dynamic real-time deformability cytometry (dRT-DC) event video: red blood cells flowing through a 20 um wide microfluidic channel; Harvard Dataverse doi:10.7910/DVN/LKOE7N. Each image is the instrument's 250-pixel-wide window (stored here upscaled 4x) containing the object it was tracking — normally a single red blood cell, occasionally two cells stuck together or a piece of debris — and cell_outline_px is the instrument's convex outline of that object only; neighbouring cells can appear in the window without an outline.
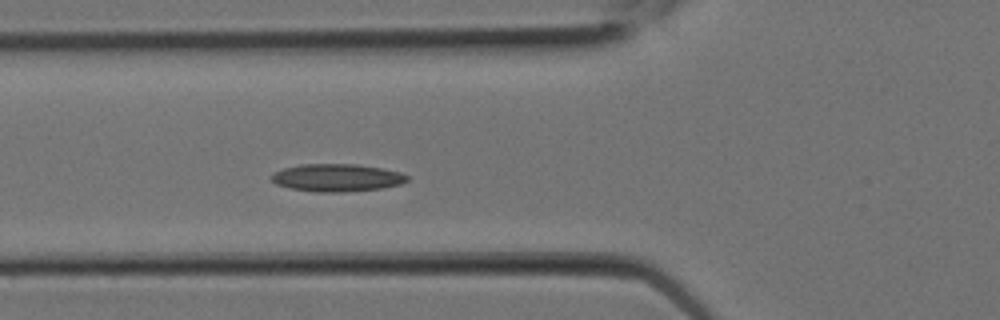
{"species": "Egyptian fruit bat (a non-hibernating species)", "species_latin": "Rousettus aegyptiacus", "temperature_condition": "room temperature", "stored_images_in_passage": 5, "camera_frame_rate_fps": 3000, "um_per_image_px": 0.085, "animal": {"sex": "female"}, "frame": {"image": 1, "passage_image": 5, "time_ms": 1.333, "image_size_px": [1000, 320], "cell_outline_px": [[408, 180], [400, 184], [380, 188], [340, 192], [316, 192], [292, 188], [276, 184], [272, 180], [272, 172], [284, 168], [300, 164], [356, 164], [380, 168], [400, 172], [408, 176]], "centroid_in_image_um": [28.61, 15.1], "position_along_channel_um": 97.2, "area_um2": 21.62}}